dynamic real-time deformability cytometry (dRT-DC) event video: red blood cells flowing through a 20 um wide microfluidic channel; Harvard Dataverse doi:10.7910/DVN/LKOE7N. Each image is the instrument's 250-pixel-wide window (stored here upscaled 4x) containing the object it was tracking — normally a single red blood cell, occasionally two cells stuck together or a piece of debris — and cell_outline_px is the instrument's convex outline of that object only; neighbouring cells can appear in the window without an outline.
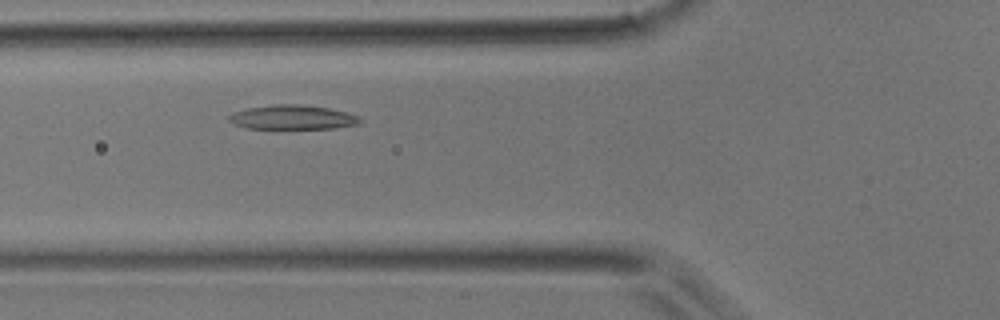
{"species": "common noctule bat (a hibernating species)", "species_latin": "Nyctalus noctula", "temperature_condition": "room temperature", "stored_images_in_passage": 40, "camera_frame_rate_fps": 3000, "um_per_image_px": 0.085, "animal": {"sex": "male", "body_mass_g": 17.9}, "frame": {"image": 1, "passage_image": 10, "time_ms": 3.0, "image_size_px": [1000, 320], "cell_outline_px": [[364, 120], [360, 124], [336, 128], [244, 128], [228, 120], [228, 116], [232, 112], [248, 108], [276, 104], [300, 104], [328, 108], [348, 112], [360, 116]], "centroid_in_image_um": [24.92, 9.96], "position_along_channel_um": 100.9, "area_um2": 18.67}}
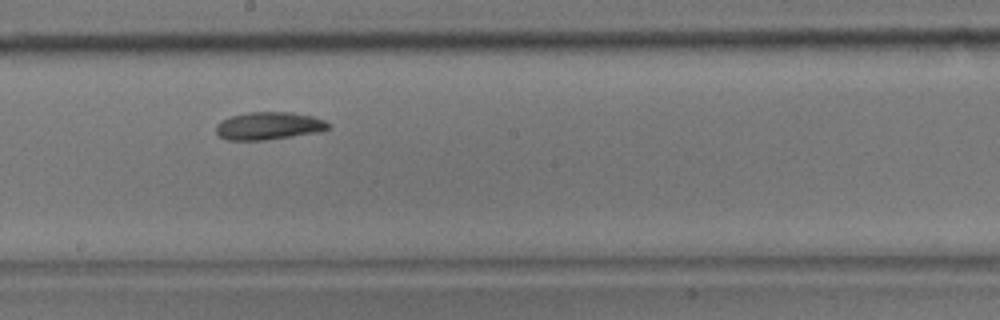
{"frame": {"image": 2, "passage_image": 19, "time_ms": 6.0, "image_size_px": [1000, 320], "cell_outline_px": [[332, 124], [328, 128], [316, 132], [292, 136], [264, 140], [228, 140], [220, 136], [216, 132], [216, 124], [220, 120], [232, 116], [248, 112], [292, 112], [312, 116], [324, 120]], "centroid_in_image_um": [22.82, 10.69], "position_along_channel_um": 225.4, "area_um2": 18.03}}
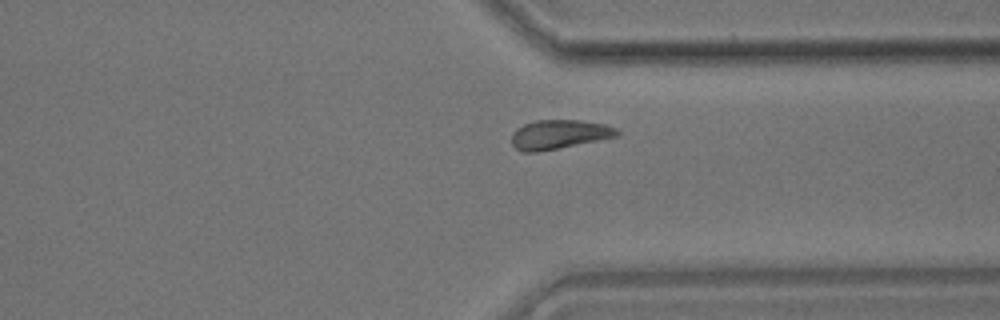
{"frame": {"image": 3, "passage_image": 29, "time_ms": 9.333, "image_size_px": [1000, 320], "cell_outline_px": [[620, 136], [536, 152], [524, 152], [516, 148], [512, 144], [512, 132], [516, 128], [524, 124], [536, 120], [580, 120], [604, 124], [616, 128], [620, 132]], "centroid_in_image_um": [47.53, 11.41], "position_along_channel_um": 363.9, "area_um2": 17.86}}